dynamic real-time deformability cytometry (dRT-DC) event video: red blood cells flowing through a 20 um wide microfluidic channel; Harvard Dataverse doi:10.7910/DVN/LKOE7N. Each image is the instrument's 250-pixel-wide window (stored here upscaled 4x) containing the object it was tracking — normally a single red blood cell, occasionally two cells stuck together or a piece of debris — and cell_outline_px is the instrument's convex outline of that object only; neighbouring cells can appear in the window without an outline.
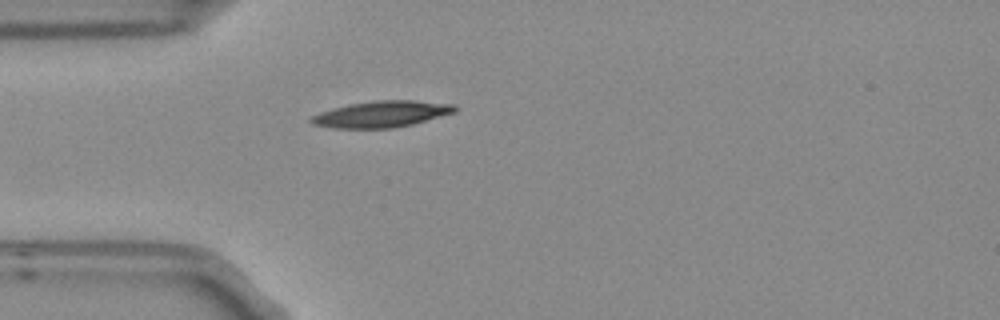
{"species": "Egyptian fruit bat (a non-hibernating species)", "species_latin": "Rousettus aegyptiacus", "temperature_condition": "room temperature", "stored_images_in_passage": 4, "camera_frame_rate_fps": 3000, "um_per_image_px": 0.085, "frame": {"image": 1, "passage_image": 4, "time_ms": 1.0, "image_size_px": [1000, 320], "cell_outline_px": [[460, 108], [456, 112], [412, 124], [392, 128], [336, 128], [312, 124], [308, 120], [312, 116], [320, 112], [332, 108], [348, 104], [376, 100], [416, 100], [456, 104]], "centroid_in_image_um": [32.48, 9.68], "position_along_channel_um": 52.5, "area_um2": 22.2}}